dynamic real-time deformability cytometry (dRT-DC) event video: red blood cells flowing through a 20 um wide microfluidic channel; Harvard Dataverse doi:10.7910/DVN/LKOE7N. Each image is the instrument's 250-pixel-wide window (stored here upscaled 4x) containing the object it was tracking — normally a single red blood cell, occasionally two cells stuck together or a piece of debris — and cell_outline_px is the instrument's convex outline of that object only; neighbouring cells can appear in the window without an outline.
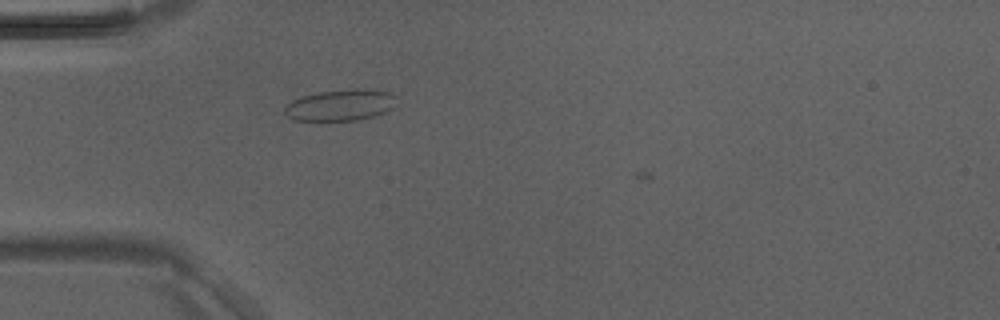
{"species": "Egyptian fruit bat (a non-hibernating species)", "species_latin": "Rousettus aegyptiacus", "temperature_condition": "room temperature", "stored_images_in_passage": 5, "camera_frame_rate_fps": 3000, "um_per_image_px": 0.085, "animal": {"sex": "male"}, "frame": {"image": 1, "passage_image": 4, "time_ms": 1.0, "image_size_px": [1000, 320], "cell_outline_px": [[396, 108], [372, 116], [356, 120], [292, 120], [284, 112], [284, 108], [292, 100], [300, 96], [320, 92], [356, 88], [392, 92], [396, 96]], "centroid_in_image_um": [28.97, 8.92], "position_along_channel_um": 56.0, "area_um2": 20.46}}